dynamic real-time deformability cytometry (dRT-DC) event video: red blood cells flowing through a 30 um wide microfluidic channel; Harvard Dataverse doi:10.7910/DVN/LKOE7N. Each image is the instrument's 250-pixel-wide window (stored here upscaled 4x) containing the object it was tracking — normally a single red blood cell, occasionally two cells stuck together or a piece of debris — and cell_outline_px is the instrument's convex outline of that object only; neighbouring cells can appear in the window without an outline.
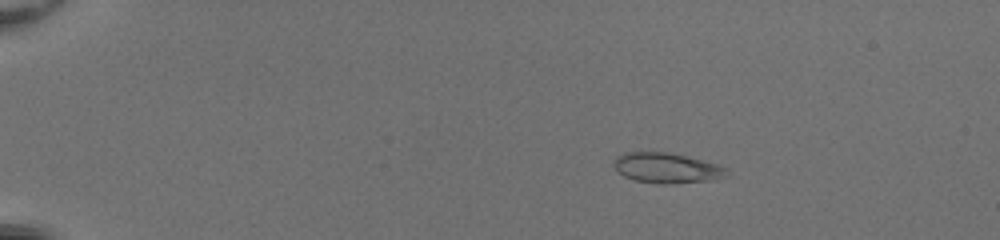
{"species": "common noctule bat (a hibernating species)", "species_latin": "Nyctalus noctula", "temperature_condition": "room temperature", "stored_images_in_passage": 47, "camera_frame_rate_fps": 3000, "um_per_image_px": 0.085, "animal": {"sex": "female", "body_mass_g": 20.0, "forearm_length_mm": 54.0}, "frame": {"image": 1, "passage_image": 5, "time_ms": 1.333, "image_size_px": [1000, 240], "cell_outline_px": [[728, 176], [708, 180], [664, 184], [660, 184], [636, 180], [624, 176], [612, 164], [612, 160], [616, 156], [624, 152], [668, 152], [688, 156], [716, 164], [728, 168]], "centroid_in_image_um": [56.65, 14.26], "position_along_channel_um": 28.3, "area_um2": 19.83}}
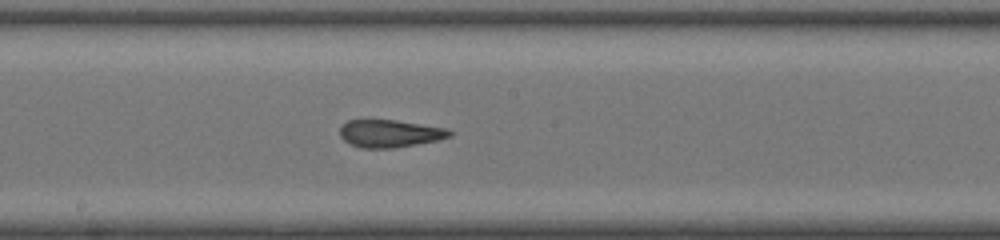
{"frame": {"image": 2, "passage_image": 26, "time_ms": 8.333, "image_size_px": [1000, 240], "cell_outline_px": [[452, 136], [436, 140], [416, 144], [392, 148], [364, 148], [352, 144], [344, 140], [340, 136], [340, 128], [348, 120], [396, 120], [448, 128], [452, 132]], "centroid_in_image_um": [33.16, 11.34], "position_along_channel_um": 215.0, "area_um2": 17.46}}
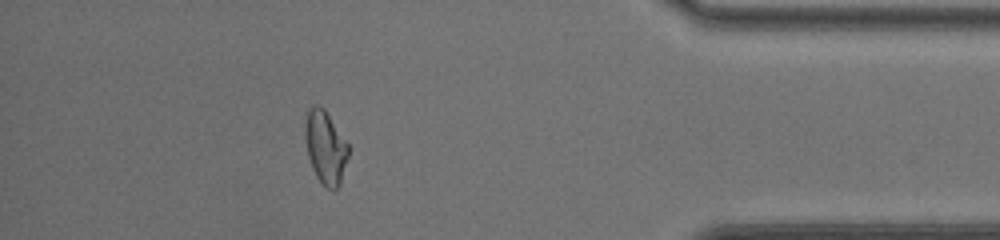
{"frame": {"image": 3, "passage_image": 42, "time_ms": 13.667, "image_size_px": [1000, 240], "cell_outline_px": [[348, 156], [340, 184], [336, 188], [328, 188], [316, 176], [312, 168], [308, 156], [304, 136], [304, 124], [308, 108], [316, 104], [320, 104], [324, 108], [348, 144]], "centroid_in_image_um": [27.63, 12.46], "position_along_channel_um": 407.6, "area_um2": 18.32}, "authors_computed_cell_mechanics": {"area_um2": 18.9006, "velocity_mm_per_s": 4.2114, "shape_relaxation_time_tau1_ms": 8.8226, "shape_relaxation_time_tau2_ms": 1.3807, "deformation_change_tau1": 0.2495, "deformation_change_tau2": 0.0837}}